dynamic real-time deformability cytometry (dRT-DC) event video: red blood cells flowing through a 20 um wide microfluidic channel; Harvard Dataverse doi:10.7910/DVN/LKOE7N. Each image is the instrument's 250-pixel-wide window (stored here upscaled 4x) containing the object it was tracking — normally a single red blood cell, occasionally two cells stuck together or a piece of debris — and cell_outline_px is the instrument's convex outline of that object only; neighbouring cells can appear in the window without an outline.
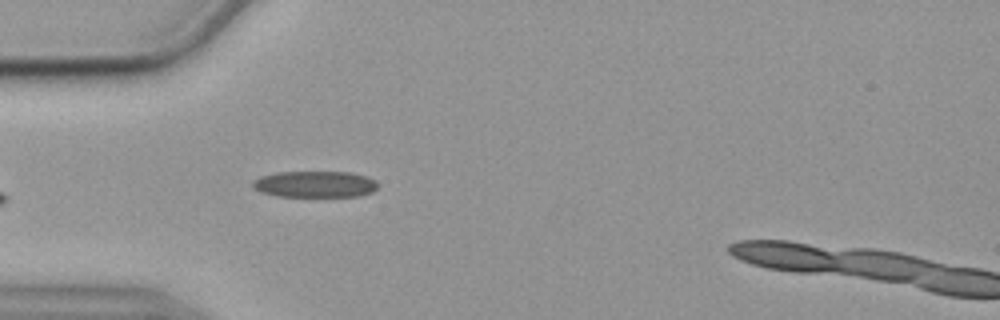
{"species": "common noctule bat (a hibernating species)", "species_latin": "Nyctalus noctula", "temperature_condition": "cold", "stored_images_in_passage": 25, "camera_frame_rate_fps": 3000, "um_per_image_px": 0.085, "animal": {"sex": "female", "body_mass_g": 19.9}, "frame": {"image": 1, "passage_image": 1, "time_ms": 0.0, "image_size_px": [1000, 320], "cell_outline_px": [[380, 184], [372, 192], [360, 196], [276, 196], [260, 192], [252, 188], [252, 180], [260, 176], [276, 172], [348, 172], [368, 176], [376, 180]], "centroid_in_image_um": [26.76, 15.65], "position_along_channel_um": 58.2, "area_um2": 19.48}}